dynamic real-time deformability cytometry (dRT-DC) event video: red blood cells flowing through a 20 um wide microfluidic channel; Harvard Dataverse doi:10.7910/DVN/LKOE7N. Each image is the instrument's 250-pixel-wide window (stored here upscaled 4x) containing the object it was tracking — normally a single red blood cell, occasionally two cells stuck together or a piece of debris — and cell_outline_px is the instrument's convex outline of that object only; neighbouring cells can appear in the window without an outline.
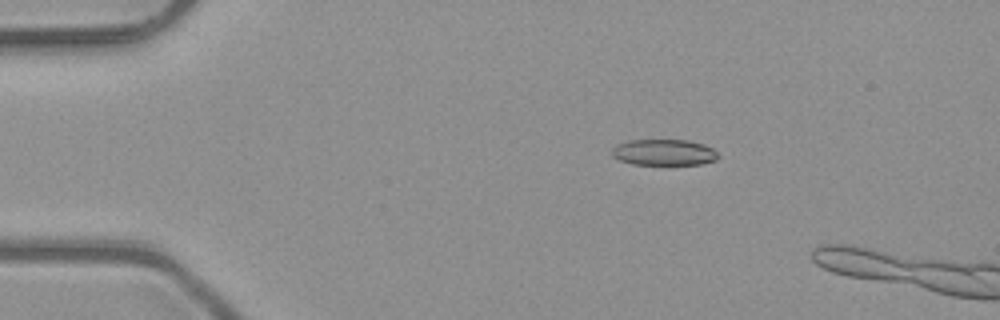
{"species": "common noctule bat (a hibernating species)", "species_latin": "Nyctalus noctula", "temperature_condition": "room temperature", "stored_images_in_passage": 3, "camera_frame_rate_fps": 3000, "um_per_image_px": 0.085, "animal": {"sex": "male", "body_mass_g": 23.1, "forearm_length_mm": 52.7}, "frame": {"image": 1, "passage_image": 1, "time_ms": 0.0, "image_size_px": [1000, 320], "cell_outline_px": [[720, 156], [716, 160], [700, 164], [632, 164], [620, 160], [612, 156], [612, 148], [616, 144], [628, 140], [688, 140], [704, 144], [712, 148]], "centroid_in_image_um": [56.43, 12.94], "position_along_channel_um": 28.6, "area_um2": 16.18}}